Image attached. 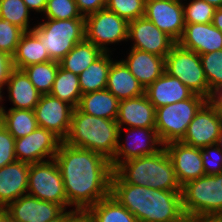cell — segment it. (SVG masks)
<instances>
[{
    "mask_svg": "<svg viewBox=\"0 0 222 222\" xmlns=\"http://www.w3.org/2000/svg\"><path fill=\"white\" fill-rule=\"evenodd\" d=\"M54 160L60 169L65 194L73 213H84L110 195L113 168L100 153L61 142Z\"/></svg>",
    "mask_w": 222,
    "mask_h": 222,
    "instance_id": "6da1fadb",
    "label": "cell"
},
{
    "mask_svg": "<svg viewBox=\"0 0 222 222\" xmlns=\"http://www.w3.org/2000/svg\"><path fill=\"white\" fill-rule=\"evenodd\" d=\"M110 195L127 208L138 222H181L186 218L181 191L125 183L113 171Z\"/></svg>",
    "mask_w": 222,
    "mask_h": 222,
    "instance_id": "7a4b0ae2",
    "label": "cell"
},
{
    "mask_svg": "<svg viewBox=\"0 0 222 222\" xmlns=\"http://www.w3.org/2000/svg\"><path fill=\"white\" fill-rule=\"evenodd\" d=\"M114 172L129 184L167 191H181L182 188L165 147L155 154L126 160Z\"/></svg>",
    "mask_w": 222,
    "mask_h": 222,
    "instance_id": "3957f363",
    "label": "cell"
},
{
    "mask_svg": "<svg viewBox=\"0 0 222 222\" xmlns=\"http://www.w3.org/2000/svg\"><path fill=\"white\" fill-rule=\"evenodd\" d=\"M119 141V125L116 120L91 116L74 108L66 144L88 149L111 160Z\"/></svg>",
    "mask_w": 222,
    "mask_h": 222,
    "instance_id": "277c9868",
    "label": "cell"
},
{
    "mask_svg": "<svg viewBox=\"0 0 222 222\" xmlns=\"http://www.w3.org/2000/svg\"><path fill=\"white\" fill-rule=\"evenodd\" d=\"M181 196L187 218L222 216V173L188 181L181 188Z\"/></svg>",
    "mask_w": 222,
    "mask_h": 222,
    "instance_id": "5b68a950",
    "label": "cell"
},
{
    "mask_svg": "<svg viewBox=\"0 0 222 222\" xmlns=\"http://www.w3.org/2000/svg\"><path fill=\"white\" fill-rule=\"evenodd\" d=\"M42 21L35 24L32 31L44 44L52 61L59 62L85 39V18Z\"/></svg>",
    "mask_w": 222,
    "mask_h": 222,
    "instance_id": "8992f818",
    "label": "cell"
},
{
    "mask_svg": "<svg viewBox=\"0 0 222 222\" xmlns=\"http://www.w3.org/2000/svg\"><path fill=\"white\" fill-rule=\"evenodd\" d=\"M205 103L204 96L194 94L189 99L156 108L155 129L161 142L165 145L168 142L180 141Z\"/></svg>",
    "mask_w": 222,
    "mask_h": 222,
    "instance_id": "52a82bcc",
    "label": "cell"
},
{
    "mask_svg": "<svg viewBox=\"0 0 222 222\" xmlns=\"http://www.w3.org/2000/svg\"><path fill=\"white\" fill-rule=\"evenodd\" d=\"M164 68L167 74L178 78L195 94L205 98L209 96L206 75L196 52L184 49L176 43L165 58Z\"/></svg>",
    "mask_w": 222,
    "mask_h": 222,
    "instance_id": "ba28073f",
    "label": "cell"
},
{
    "mask_svg": "<svg viewBox=\"0 0 222 222\" xmlns=\"http://www.w3.org/2000/svg\"><path fill=\"white\" fill-rule=\"evenodd\" d=\"M85 39L111 53L108 46L128 41V22L106 8L91 13L85 16Z\"/></svg>",
    "mask_w": 222,
    "mask_h": 222,
    "instance_id": "9c48e42d",
    "label": "cell"
},
{
    "mask_svg": "<svg viewBox=\"0 0 222 222\" xmlns=\"http://www.w3.org/2000/svg\"><path fill=\"white\" fill-rule=\"evenodd\" d=\"M27 194L61 205L66 211L69 208L63 178L54 159L30 164Z\"/></svg>",
    "mask_w": 222,
    "mask_h": 222,
    "instance_id": "30bf717a",
    "label": "cell"
},
{
    "mask_svg": "<svg viewBox=\"0 0 222 222\" xmlns=\"http://www.w3.org/2000/svg\"><path fill=\"white\" fill-rule=\"evenodd\" d=\"M123 132L127 134L124 135L125 140L122 139L124 142L121 140L124 137ZM163 147L164 144L161 142L155 128L119 127V141L115 155L110 160L111 166L114 170L126 160L155 154Z\"/></svg>",
    "mask_w": 222,
    "mask_h": 222,
    "instance_id": "8fae6325",
    "label": "cell"
},
{
    "mask_svg": "<svg viewBox=\"0 0 222 222\" xmlns=\"http://www.w3.org/2000/svg\"><path fill=\"white\" fill-rule=\"evenodd\" d=\"M14 222H63L73 209L66 211L61 205L22 195L5 208Z\"/></svg>",
    "mask_w": 222,
    "mask_h": 222,
    "instance_id": "7c38bea8",
    "label": "cell"
},
{
    "mask_svg": "<svg viewBox=\"0 0 222 222\" xmlns=\"http://www.w3.org/2000/svg\"><path fill=\"white\" fill-rule=\"evenodd\" d=\"M61 142L52 131L37 127L29 135L15 139L16 159L28 164L52 160Z\"/></svg>",
    "mask_w": 222,
    "mask_h": 222,
    "instance_id": "4fadbf2b",
    "label": "cell"
},
{
    "mask_svg": "<svg viewBox=\"0 0 222 222\" xmlns=\"http://www.w3.org/2000/svg\"><path fill=\"white\" fill-rule=\"evenodd\" d=\"M74 107L51 94L41 95L34 108L38 127L52 131L62 141L67 137Z\"/></svg>",
    "mask_w": 222,
    "mask_h": 222,
    "instance_id": "5bb4252c",
    "label": "cell"
},
{
    "mask_svg": "<svg viewBox=\"0 0 222 222\" xmlns=\"http://www.w3.org/2000/svg\"><path fill=\"white\" fill-rule=\"evenodd\" d=\"M131 48L166 58L176 42L145 16L128 22V41Z\"/></svg>",
    "mask_w": 222,
    "mask_h": 222,
    "instance_id": "9a60e30c",
    "label": "cell"
},
{
    "mask_svg": "<svg viewBox=\"0 0 222 222\" xmlns=\"http://www.w3.org/2000/svg\"><path fill=\"white\" fill-rule=\"evenodd\" d=\"M222 128V113L207 102L196 113L181 142L198 148L215 145Z\"/></svg>",
    "mask_w": 222,
    "mask_h": 222,
    "instance_id": "2e32d148",
    "label": "cell"
},
{
    "mask_svg": "<svg viewBox=\"0 0 222 222\" xmlns=\"http://www.w3.org/2000/svg\"><path fill=\"white\" fill-rule=\"evenodd\" d=\"M144 16L176 43L181 39L185 28L182 2L146 0Z\"/></svg>",
    "mask_w": 222,
    "mask_h": 222,
    "instance_id": "e0dca14e",
    "label": "cell"
},
{
    "mask_svg": "<svg viewBox=\"0 0 222 222\" xmlns=\"http://www.w3.org/2000/svg\"><path fill=\"white\" fill-rule=\"evenodd\" d=\"M164 147L172 160L181 186L205 175L201 148L187 145L181 141L168 142Z\"/></svg>",
    "mask_w": 222,
    "mask_h": 222,
    "instance_id": "ac0fdd59",
    "label": "cell"
},
{
    "mask_svg": "<svg viewBox=\"0 0 222 222\" xmlns=\"http://www.w3.org/2000/svg\"><path fill=\"white\" fill-rule=\"evenodd\" d=\"M177 43L202 55L222 49V32L212 23L185 24L183 35Z\"/></svg>",
    "mask_w": 222,
    "mask_h": 222,
    "instance_id": "d6986e66",
    "label": "cell"
},
{
    "mask_svg": "<svg viewBox=\"0 0 222 222\" xmlns=\"http://www.w3.org/2000/svg\"><path fill=\"white\" fill-rule=\"evenodd\" d=\"M30 164L15 161L0 168V208L27 194Z\"/></svg>",
    "mask_w": 222,
    "mask_h": 222,
    "instance_id": "ffe728a7",
    "label": "cell"
},
{
    "mask_svg": "<svg viewBox=\"0 0 222 222\" xmlns=\"http://www.w3.org/2000/svg\"><path fill=\"white\" fill-rule=\"evenodd\" d=\"M156 108L145 94L120 100L116 122L119 127L155 128Z\"/></svg>",
    "mask_w": 222,
    "mask_h": 222,
    "instance_id": "44dd1931",
    "label": "cell"
},
{
    "mask_svg": "<svg viewBox=\"0 0 222 222\" xmlns=\"http://www.w3.org/2000/svg\"><path fill=\"white\" fill-rule=\"evenodd\" d=\"M121 59L134 77L146 89L165 72V58L153 53L131 48Z\"/></svg>",
    "mask_w": 222,
    "mask_h": 222,
    "instance_id": "7402d4cb",
    "label": "cell"
},
{
    "mask_svg": "<svg viewBox=\"0 0 222 222\" xmlns=\"http://www.w3.org/2000/svg\"><path fill=\"white\" fill-rule=\"evenodd\" d=\"M194 94L178 78L166 72L145 89V95L155 108L189 99Z\"/></svg>",
    "mask_w": 222,
    "mask_h": 222,
    "instance_id": "603a6c76",
    "label": "cell"
},
{
    "mask_svg": "<svg viewBox=\"0 0 222 222\" xmlns=\"http://www.w3.org/2000/svg\"><path fill=\"white\" fill-rule=\"evenodd\" d=\"M8 100L14 107L10 109L34 110L41 95L23 70L14 68L5 85Z\"/></svg>",
    "mask_w": 222,
    "mask_h": 222,
    "instance_id": "cb8c5ba5",
    "label": "cell"
},
{
    "mask_svg": "<svg viewBox=\"0 0 222 222\" xmlns=\"http://www.w3.org/2000/svg\"><path fill=\"white\" fill-rule=\"evenodd\" d=\"M106 89L118 100L134 98L145 94L144 87L121 59H115L111 63Z\"/></svg>",
    "mask_w": 222,
    "mask_h": 222,
    "instance_id": "d4e9b609",
    "label": "cell"
},
{
    "mask_svg": "<svg viewBox=\"0 0 222 222\" xmlns=\"http://www.w3.org/2000/svg\"><path fill=\"white\" fill-rule=\"evenodd\" d=\"M50 60L49 54L38 36L32 30L23 32L15 54L12 56L14 68L22 70L29 65Z\"/></svg>",
    "mask_w": 222,
    "mask_h": 222,
    "instance_id": "484cf974",
    "label": "cell"
},
{
    "mask_svg": "<svg viewBox=\"0 0 222 222\" xmlns=\"http://www.w3.org/2000/svg\"><path fill=\"white\" fill-rule=\"evenodd\" d=\"M119 102L110 91L103 89L82 95L77 108L91 116L116 120Z\"/></svg>",
    "mask_w": 222,
    "mask_h": 222,
    "instance_id": "4316f807",
    "label": "cell"
},
{
    "mask_svg": "<svg viewBox=\"0 0 222 222\" xmlns=\"http://www.w3.org/2000/svg\"><path fill=\"white\" fill-rule=\"evenodd\" d=\"M111 55L104 52L78 75L82 95L106 89L109 68L114 61Z\"/></svg>",
    "mask_w": 222,
    "mask_h": 222,
    "instance_id": "83f0119b",
    "label": "cell"
},
{
    "mask_svg": "<svg viewBox=\"0 0 222 222\" xmlns=\"http://www.w3.org/2000/svg\"><path fill=\"white\" fill-rule=\"evenodd\" d=\"M84 214L90 222H138L136 217L111 195L89 207Z\"/></svg>",
    "mask_w": 222,
    "mask_h": 222,
    "instance_id": "f1b7e54d",
    "label": "cell"
},
{
    "mask_svg": "<svg viewBox=\"0 0 222 222\" xmlns=\"http://www.w3.org/2000/svg\"><path fill=\"white\" fill-rule=\"evenodd\" d=\"M103 53L104 52L92 42L84 39L82 42L76 44L67 55L59 61V66L79 75Z\"/></svg>",
    "mask_w": 222,
    "mask_h": 222,
    "instance_id": "f546056e",
    "label": "cell"
},
{
    "mask_svg": "<svg viewBox=\"0 0 222 222\" xmlns=\"http://www.w3.org/2000/svg\"><path fill=\"white\" fill-rule=\"evenodd\" d=\"M50 94L77 108L82 96L78 75L59 66Z\"/></svg>",
    "mask_w": 222,
    "mask_h": 222,
    "instance_id": "4dcf8cb0",
    "label": "cell"
},
{
    "mask_svg": "<svg viewBox=\"0 0 222 222\" xmlns=\"http://www.w3.org/2000/svg\"><path fill=\"white\" fill-rule=\"evenodd\" d=\"M1 121L15 139L29 135L38 127L34 110L5 108Z\"/></svg>",
    "mask_w": 222,
    "mask_h": 222,
    "instance_id": "1f68e13d",
    "label": "cell"
},
{
    "mask_svg": "<svg viewBox=\"0 0 222 222\" xmlns=\"http://www.w3.org/2000/svg\"><path fill=\"white\" fill-rule=\"evenodd\" d=\"M58 68L59 62L50 60L44 63L29 65L22 70L28 76L37 91L44 95L50 94Z\"/></svg>",
    "mask_w": 222,
    "mask_h": 222,
    "instance_id": "d6a6232c",
    "label": "cell"
},
{
    "mask_svg": "<svg viewBox=\"0 0 222 222\" xmlns=\"http://www.w3.org/2000/svg\"><path fill=\"white\" fill-rule=\"evenodd\" d=\"M31 11L23 0H0V18L8 20L11 24L18 26L24 32L31 31Z\"/></svg>",
    "mask_w": 222,
    "mask_h": 222,
    "instance_id": "836d02e7",
    "label": "cell"
},
{
    "mask_svg": "<svg viewBox=\"0 0 222 222\" xmlns=\"http://www.w3.org/2000/svg\"><path fill=\"white\" fill-rule=\"evenodd\" d=\"M185 24L212 23L216 8L204 0L182 2Z\"/></svg>",
    "mask_w": 222,
    "mask_h": 222,
    "instance_id": "e575fe53",
    "label": "cell"
},
{
    "mask_svg": "<svg viewBox=\"0 0 222 222\" xmlns=\"http://www.w3.org/2000/svg\"><path fill=\"white\" fill-rule=\"evenodd\" d=\"M145 7L146 0H107L105 8L130 22L144 17Z\"/></svg>",
    "mask_w": 222,
    "mask_h": 222,
    "instance_id": "d590c367",
    "label": "cell"
},
{
    "mask_svg": "<svg viewBox=\"0 0 222 222\" xmlns=\"http://www.w3.org/2000/svg\"><path fill=\"white\" fill-rule=\"evenodd\" d=\"M43 16L44 19L54 20L85 18L79 12L75 0H47Z\"/></svg>",
    "mask_w": 222,
    "mask_h": 222,
    "instance_id": "8d00e7d4",
    "label": "cell"
},
{
    "mask_svg": "<svg viewBox=\"0 0 222 222\" xmlns=\"http://www.w3.org/2000/svg\"><path fill=\"white\" fill-rule=\"evenodd\" d=\"M199 56L209 89L222 84V49Z\"/></svg>",
    "mask_w": 222,
    "mask_h": 222,
    "instance_id": "74e56055",
    "label": "cell"
},
{
    "mask_svg": "<svg viewBox=\"0 0 222 222\" xmlns=\"http://www.w3.org/2000/svg\"><path fill=\"white\" fill-rule=\"evenodd\" d=\"M23 32L18 26L0 18V51L13 56Z\"/></svg>",
    "mask_w": 222,
    "mask_h": 222,
    "instance_id": "f35d334b",
    "label": "cell"
},
{
    "mask_svg": "<svg viewBox=\"0 0 222 222\" xmlns=\"http://www.w3.org/2000/svg\"><path fill=\"white\" fill-rule=\"evenodd\" d=\"M201 156L205 175L222 173V149L217 144L201 148Z\"/></svg>",
    "mask_w": 222,
    "mask_h": 222,
    "instance_id": "ab89813d",
    "label": "cell"
},
{
    "mask_svg": "<svg viewBox=\"0 0 222 222\" xmlns=\"http://www.w3.org/2000/svg\"><path fill=\"white\" fill-rule=\"evenodd\" d=\"M17 161L15 156V138L8 132L0 120V168Z\"/></svg>",
    "mask_w": 222,
    "mask_h": 222,
    "instance_id": "60d3db41",
    "label": "cell"
},
{
    "mask_svg": "<svg viewBox=\"0 0 222 222\" xmlns=\"http://www.w3.org/2000/svg\"><path fill=\"white\" fill-rule=\"evenodd\" d=\"M107 0H75L77 8L82 16L105 9Z\"/></svg>",
    "mask_w": 222,
    "mask_h": 222,
    "instance_id": "b9f144b4",
    "label": "cell"
},
{
    "mask_svg": "<svg viewBox=\"0 0 222 222\" xmlns=\"http://www.w3.org/2000/svg\"><path fill=\"white\" fill-rule=\"evenodd\" d=\"M13 69L12 56L0 51V86L5 87Z\"/></svg>",
    "mask_w": 222,
    "mask_h": 222,
    "instance_id": "7bdbcfd3",
    "label": "cell"
},
{
    "mask_svg": "<svg viewBox=\"0 0 222 222\" xmlns=\"http://www.w3.org/2000/svg\"><path fill=\"white\" fill-rule=\"evenodd\" d=\"M206 102L219 112H222V84H219L210 90Z\"/></svg>",
    "mask_w": 222,
    "mask_h": 222,
    "instance_id": "ee69618b",
    "label": "cell"
},
{
    "mask_svg": "<svg viewBox=\"0 0 222 222\" xmlns=\"http://www.w3.org/2000/svg\"><path fill=\"white\" fill-rule=\"evenodd\" d=\"M27 8L32 12H37L41 15L44 13L47 0H23Z\"/></svg>",
    "mask_w": 222,
    "mask_h": 222,
    "instance_id": "f6af8a7d",
    "label": "cell"
},
{
    "mask_svg": "<svg viewBox=\"0 0 222 222\" xmlns=\"http://www.w3.org/2000/svg\"><path fill=\"white\" fill-rule=\"evenodd\" d=\"M189 222H222V216H197L189 218Z\"/></svg>",
    "mask_w": 222,
    "mask_h": 222,
    "instance_id": "bcb514c9",
    "label": "cell"
},
{
    "mask_svg": "<svg viewBox=\"0 0 222 222\" xmlns=\"http://www.w3.org/2000/svg\"><path fill=\"white\" fill-rule=\"evenodd\" d=\"M63 222H90V219L84 213L70 214Z\"/></svg>",
    "mask_w": 222,
    "mask_h": 222,
    "instance_id": "7dc6e473",
    "label": "cell"
},
{
    "mask_svg": "<svg viewBox=\"0 0 222 222\" xmlns=\"http://www.w3.org/2000/svg\"><path fill=\"white\" fill-rule=\"evenodd\" d=\"M212 24L222 32V7L216 8Z\"/></svg>",
    "mask_w": 222,
    "mask_h": 222,
    "instance_id": "c3c4849f",
    "label": "cell"
},
{
    "mask_svg": "<svg viewBox=\"0 0 222 222\" xmlns=\"http://www.w3.org/2000/svg\"><path fill=\"white\" fill-rule=\"evenodd\" d=\"M0 222H14L4 208H0Z\"/></svg>",
    "mask_w": 222,
    "mask_h": 222,
    "instance_id": "681fc988",
    "label": "cell"
},
{
    "mask_svg": "<svg viewBox=\"0 0 222 222\" xmlns=\"http://www.w3.org/2000/svg\"><path fill=\"white\" fill-rule=\"evenodd\" d=\"M5 87H3V86H0V120L2 119V116H3V113H4V110H5V106L3 105V104H5V103H2V102H4V97H3V95L5 94L4 92H3V90H5L4 89ZM3 92V93H2Z\"/></svg>",
    "mask_w": 222,
    "mask_h": 222,
    "instance_id": "f907efd6",
    "label": "cell"
},
{
    "mask_svg": "<svg viewBox=\"0 0 222 222\" xmlns=\"http://www.w3.org/2000/svg\"><path fill=\"white\" fill-rule=\"evenodd\" d=\"M210 5L214 6L215 8H221L222 7V0H204Z\"/></svg>",
    "mask_w": 222,
    "mask_h": 222,
    "instance_id": "816d5d0a",
    "label": "cell"
},
{
    "mask_svg": "<svg viewBox=\"0 0 222 222\" xmlns=\"http://www.w3.org/2000/svg\"><path fill=\"white\" fill-rule=\"evenodd\" d=\"M217 145L222 149V128L218 136Z\"/></svg>",
    "mask_w": 222,
    "mask_h": 222,
    "instance_id": "f5cc1de1",
    "label": "cell"
},
{
    "mask_svg": "<svg viewBox=\"0 0 222 222\" xmlns=\"http://www.w3.org/2000/svg\"><path fill=\"white\" fill-rule=\"evenodd\" d=\"M181 222H189V218H185L183 221H181Z\"/></svg>",
    "mask_w": 222,
    "mask_h": 222,
    "instance_id": "db71d44e",
    "label": "cell"
},
{
    "mask_svg": "<svg viewBox=\"0 0 222 222\" xmlns=\"http://www.w3.org/2000/svg\"><path fill=\"white\" fill-rule=\"evenodd\" d=\"M175 1H180V2H184V1H187V0H175Z\"/></svg>",
    "mask_w": 222,
    "mask_h": 222,
    "instance_id": "11a10c76",
    "label": "cell"
}]
</instances>
